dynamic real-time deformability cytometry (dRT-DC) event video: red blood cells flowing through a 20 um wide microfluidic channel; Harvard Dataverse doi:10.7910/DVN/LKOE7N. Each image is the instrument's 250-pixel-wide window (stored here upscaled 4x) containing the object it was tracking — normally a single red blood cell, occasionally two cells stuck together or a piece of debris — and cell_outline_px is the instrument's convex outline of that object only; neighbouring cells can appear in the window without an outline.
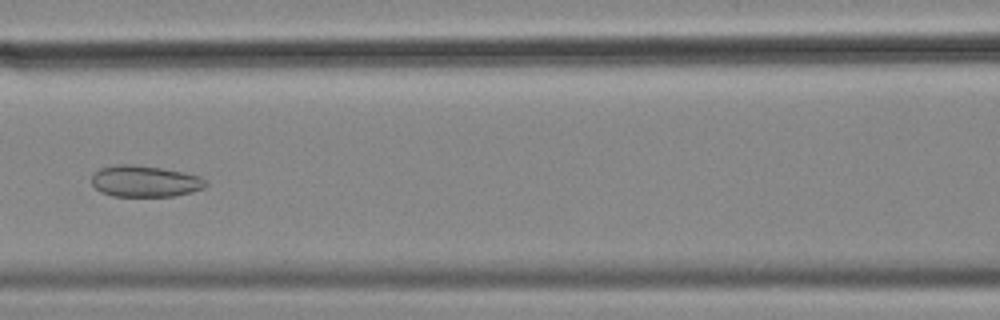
{"species": "common noctule bat (a hibernating species)", "species_latin": "Nyctalus noctula", "temperature_condition": "cold", "stored_images_in_passage": 7, "camera_frame_rate_fps": 3000, "um_per_image_px": 0.085, "animal": {"sex": "female", "body_mass_g": 18.4}, "frame": {"image": 1, "passage_image": 6, "time_ms": 1.667, "image_size_px": [1000, 320], "cell_outline_px": [[208, 184], [204, 188], [192, 192], [172, 196], [112, 196], [100, 192], [92, 184], [92, 172], [100, 168], [116, 164], [132, 164], [160, 168], [200, 176]], "centroid_in_image_um": [12.27, 15.41], "position_along_channel_um": 154.3, "area_um2": 20.87}}
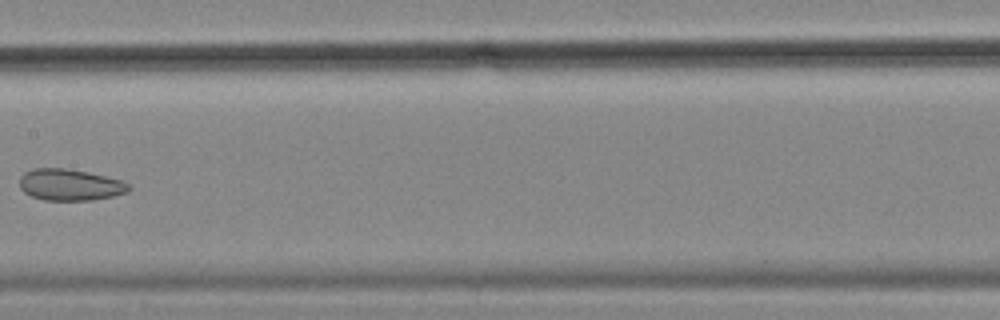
{"frame": {"image": 2, "passage_image": 7, "time_ms": 2.0, "image_size_px": [1000, 320], "cell_outline_px": [[132, 188], [128, 192], [112, 196], [92, 200], [44, 200], [32, 196], [24, 192], [20, 188], [20, 176], [24, 172], [32, 168], [64, 168], [88, 172], [124, 180]], "centroid_in_image_um": [5.96, 15.7], "position_along_channel_um": 201.4, "area_um2": 20.17}}